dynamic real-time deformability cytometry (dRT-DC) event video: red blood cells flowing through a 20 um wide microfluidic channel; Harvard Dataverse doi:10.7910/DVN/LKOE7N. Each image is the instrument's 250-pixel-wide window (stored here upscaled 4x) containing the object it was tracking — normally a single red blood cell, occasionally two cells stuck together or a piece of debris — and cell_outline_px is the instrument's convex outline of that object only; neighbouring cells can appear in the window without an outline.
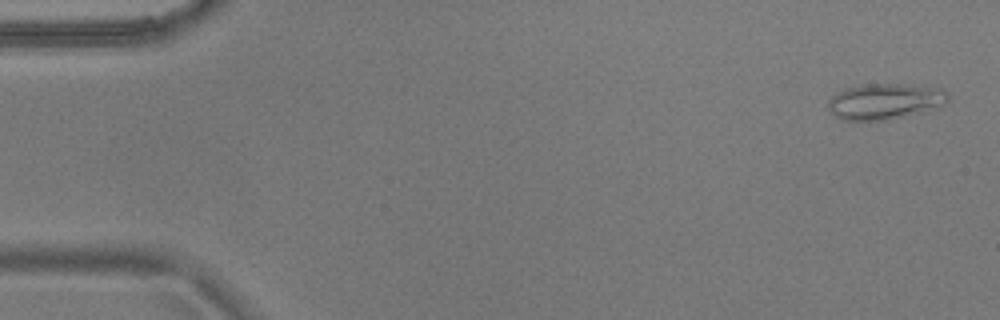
{"species": "common noctule bat (a hibernating species)", "species_latin": "Nyctalus noctula", "temperature_condition": "warm", "stored_images_in_passage": 55, "camera_frame_rate_fps": 3000, "um_per_image_px": 0.085, "animal": {"sex": "male", "body_mass_g": 17.9}, "frame": {"image": 1, "passage_image": 2, "time_ms": 0.333, "image_size_px": [1000, 320], "cell_outline_px": [[948, 100], [944, 104], [904, 116], [884, 120], [840, 120], [828, 108], [828, 100], [832, 96], [844, 88], [868, 84], [900, 84], [936, 88], [944, 92], [948, 96]], "centroid_in_image_um": [75.13, 8.62], "position_along_channel_um": 9.9, "area_um2": 24.39}}
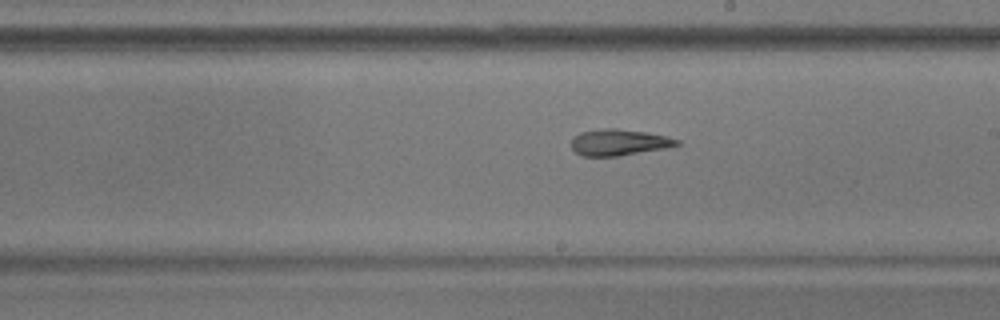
{"frame": {"image": 2, "passage_image": 31, "time_ms": 10.0, "image_size_px": [1000, 320], "cell_outline_px": [[680, 144], [668, 148], [620, 156], [580, 156], [572, 148], [572, 136], [580, 132], [604, 128], [616, 128], [648, 132], [668, 136], [680, 140]], "centroid_in_image_um": [52.64, 12.1], "position_along_channel_um": 236.4, "area_um2": 16.47}}
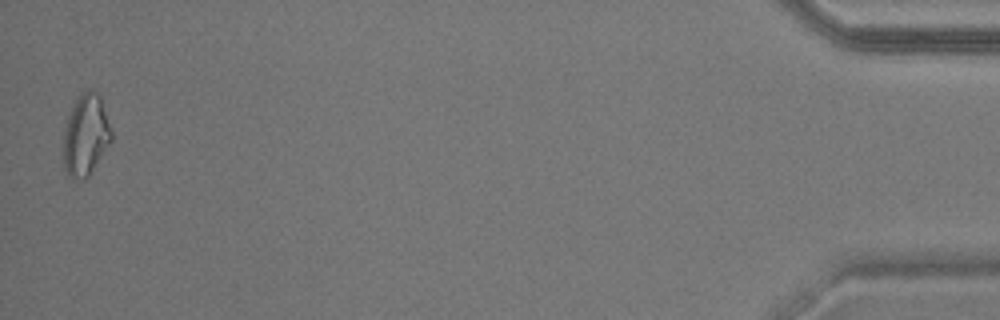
{"frame": {"image": 3, "passage_image": 54, "time_ms": 17.667, "image_size_px": [1000, 320], "cell_outline_px": [[112, 140], [88, 176], [84, 180], [72, 176], [64, 168], [64, 128], [68, 116], [76, 96], [80, 92], [88, 88], [96, 92], [100, 96], [112, 128]], "centroid_in_image_um": [7.3, 11.41], "position_along_channel_um": 427.9, "area_um2": 22.72}, "authors_computed_cell_mechanics": {"area_um2": 18.2648, "velocity_mm_per_s": 3.6742, "shape_relaxation_time_tau1_ms": null, "shape_relaxation_time_tau2_ms": 5.6264, "deformation_change_tau1": null, "deformation_change_tau2": 0.1456}}